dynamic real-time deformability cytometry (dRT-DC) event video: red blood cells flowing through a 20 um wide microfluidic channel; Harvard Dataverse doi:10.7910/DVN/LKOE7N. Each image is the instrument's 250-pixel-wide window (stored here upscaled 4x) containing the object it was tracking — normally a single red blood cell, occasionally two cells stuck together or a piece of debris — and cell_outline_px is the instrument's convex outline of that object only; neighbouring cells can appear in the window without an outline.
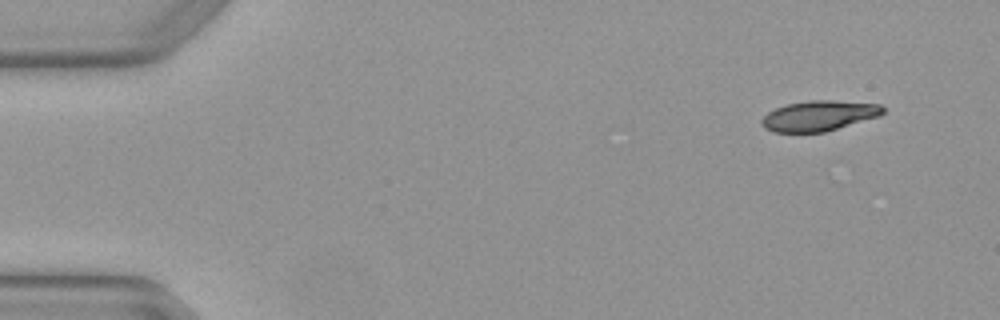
{"species": "Egyptian fruit bat (a non-hibernating species)", "species_latin": "Rousettus aegyptiacus", "temperature_condition": "warm", "stored_images_in_passage": 4, "camera_frame_rate_fps": 3000, "um_per_image_px": 0.085, "animal": {"sex": "female"}, "frame": {"image": 1, "passage_image": 1, "time_ms": 0.0, "image_size_px": [1000, 320], "cell_outline_px": [[884, 112], [880, 116], [824, 132], [776, 132], [764, 128], [760, 124], [760, 120], [768, 112], [776, 108], [788, 104], [808, 100], [832, 100], [880, 104], [884, 108]], "centroid_in_image_um": [69.61, 9.84], "position_along_channel_um": 15.4, "area_um2": 21.39}}
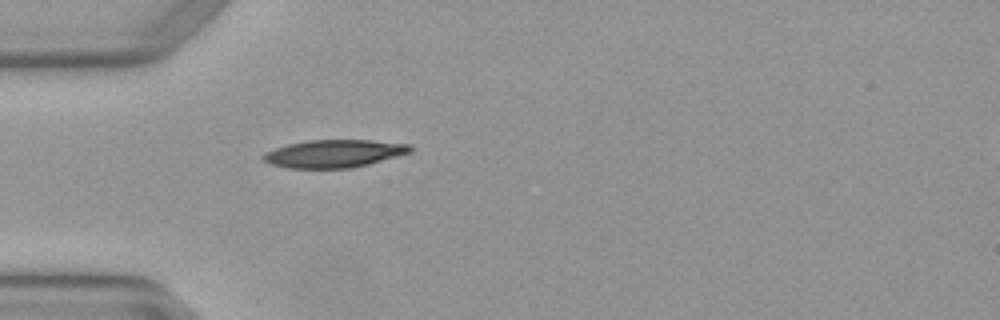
{"frame": {"image": 2, "passage_image": 4, "time_ms": 1.0, "image_size_px": [1000, 320], "cell_outline_px": [[412, 148], [408, 152], [368, 164], [352, 168], [288, 168], [272, 164], [264, 160], [264, 156], [268, 152], [276, 148], [288, 144], [308, 140], [372, 140], [408, 144]], "centroid_in_image_um": [28.39, 13.05], "position_along_channel_um": 56.6, "area_um2": 23.24}}